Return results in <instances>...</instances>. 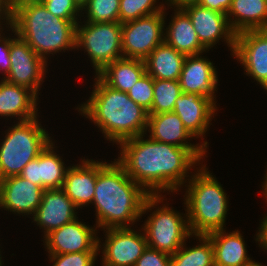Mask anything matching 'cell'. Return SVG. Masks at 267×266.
Returning a JSON list of instances; mask_svg holds the SVG:
<instances>
[{
	"label": "cell",
	"mask_w": 267,
	"mask_h": 266,
	"mask_svg": "<svg viewBox=\"0 0 267 266\" xmlns=\"http://www.w3.org/2000/svg\"><path fill=\"white\" fill-rule=\"evenodd\" d=\"M139 135L120 142L117 162L126 174L149 194L176 192L200 160L187 148H180ZM160 191V192H159Z\"/></svg>",
	"instance_id": "6da1fadb"
},
{
	"label": "cell",
	"mask_w": 267,
	"mask_h": 266,
	"mask_svg": "<svg viewBox=\"0 0 267 266\" xmlns=\"http://www.w3.org/2000/svg\"><path fill=\"white\" fill-rule=\"evenodd\" d=\"M161 201L160 194H149L117 161L106 164L97 174L92 201L97 228H128Z\"/></svg>",
	"instance_id": "7a4b0ae2"
},
{
	"label": "cell",
	"mask_w": 267,
	"mask_h": 266,
	"mask_svg": "<svg viewBox=\"0 0 267 266\" xmlns=\"http://www.w3.org/2000/svg\"><path fill=\"white\" fill-rule=\"evenodd\" d=\"M87 102V103H86ZM80 111L115 143L146 134L148 112L127 94L106 85L98 76L94 90Z\"/></svg>",
	"instance_id": "3957f363"
},
{
	"label": "cell",
	"mask_w": 267,
	"mask_h": 266,
	"mask_svg": "<svg viewBox=\"0 0 267 266\" xmlns=\"http://www.w3.org/2000/svg\"><path fill=\"white\" fill-rule=\"evenodd\" d=\"M12 27L34 52L46 60L47 54L76 49V25L50 13L43 3L11 5Z\"/></svg>",
	"instance_id": "277c9868"
},
{
	"label": "cell",
	"mask_w": 267,
	"mask_h": 266,
	"mask_svg": "<svg viewBox=\"0 0 267 266\" xmlns=\"http://www.w3.org/2000/svg\"><path fill=\"white\" fill-rule=\"evenodd\" d=\"M203 165L188 179L185 205L186 215L191 234L208 235L214 231L223 230L228 198L221 184Z\"/></svg>",
	"instance_id": "5b68a950"
},
{
	"label": "cell",
	"mask_w": 267,
	"mask_h": 266,
	"mask_svg": "<svg viewBox=\"0 0 267 266\" xmlns=\"http://www.w3.org/2000/svg\"><path fill=\"white\" fill-rule=\"evenodd\" d=\"M4 138L0 144V180L20 175L52 141L37 117L18 122Z\"/></svg>",
	"instance_id": "8992f818"
},
{
	"label": "cell",
	"mask_w": 267,
	"mask_h": 266,
	"mask_svg": "<svg viewBox=\"0 0 267 266\" xmlns=\"http://www.w3.org/2000/svg\"><path fill=\"white\" fill-rule=\"evenodd\" d=\"M122 23L87 22L76 25L75 47L88 53L96 74L107 64L123 57Z\"/></svg>",
	"instance_id": "52a82bcc"
},
{
	"label": "cell",
	"mask_w": 267,
	"mask_h": 266,
	"mask_svg": "<svg viewBox=\"0 0 267 266\" xmlns=\"http://www.w3.org/2000/svg\"><path fill=\"white\" fill-rule=\"evenodd\" d=\"M168 206L154 210L142 227L147 245L168 255H173L192 236L188 220Z\"/></svg>",
	"instance_id": "ba28073f"
},
{
	"label": "cell",
	"mask_w": 267,
	"mask_h": 266,
	"mask_svg": "<svg viewBox=\"0 0 267 266\" xmlns=\"http://www.w3.org/2000/svg\"><path fill=\"white\" fill-rule=\"evenodd\" d=\"M165 12H157L122 23V52L124 58L144 60L153 49L164 42Z\"/></svg>",
	"instance_id": "9c48e42d"
},
{
	"label": "cell",
	"mask_w": 267,
	"mask_h": 266,
	"mask_svg": "<svg viewBox=\"0 0 267 266\" xmlns=\"http://www.w3.org/2000/svg\"><path fill=\"white\" fill-rule=\"evenodd\" d=\"M10 28L15 33L14 36L17 37L11 39V67L8 75L3 79L9 83L26 87L38 95L40 84L44 82L47 60L38 56L28 43L17 34L16 30L12 26Z\"/></svg>",
	"instance_id": "30bf717a"
},
{
	"label": "cell",
	"mask_w": 267,
	"mask_h": 266,
	"mask_svg": "<svg viewBox=\"0 0 267 266\" xmlns=\"http://www.w3.org/2000/svg\"><path fill=\"white\" fill-rule=\"evenodd\" d=\"M102 246V266H135L147 248L145 233L128 228H110ZM140 233V234H139Z\"/></svg>",
	"instance_id": "8fae6325"
},
{
	"label": "cell",
	"mask_w": 267,
	"mask_h": 266,
	"mask_svg": "<svg viewBox=\"0 0 267 266\" xmlns=\"http://www.w3.org/2000/svg\"><path fill=\"white\" fill-rule=\"evenodd\" d=\"M96 228L85 225L76 218L44 236L47 251L49 254L99 251L102 246L96 236Z\"/></svg>",
	"instance_id": "7c38bea8"
},
{
	"label": "cell",
	"mask_w": 267,
	"mask_h": 266,
	"mask_svg": "<svg viewBox=\"0 0 267 266\" xmlns=\"http://www.w3.org/2000/svg\"><path fill=\"white\" fill-rule=\"evenodd\" d=\"M183 10L190 17L200 43L207 50L224 37L233 55L236 34L229 25L227 15L202 7L200 4L188 5Z\"/></svg>",
	"instance_id": "4fadbf2b"
},
{
	"label": "cell",
	"mask_w": 267,
	"mask_h": 266,
	"mask_svg": "<svg viewBox=\"0 0 267 266\" xmlns=\"http://www.w3.org/2000/svg\"><path fill=\"white\" fill-rule=\"evenodd\" d=\"M233 56L244 66L246 75L261 85L267 78V29L238 33Z\"/></svg>",
	"instance_id": "5bb4252c"
},
{
	"label": "cell",
	"mask_w": 267,
	"mask_h": 266,
	"mask_svg": "<svg viewBox=\"0 0 267 266\" xmlns=\"http://www.w3.org/2000/svg\"><path fill=\"white\" fill-rule=\"evenodd\" d=\"M149 138L166 144H172L180 148H187L200 161L206 156L208 142L191 144L187 141L194 136L184 127L182 120L174 112L148 114L147 128ZM184 141V142H183ZM199 145V146H198Z\"/></svg>",
	"instance_id": "9a60e30c"
},
{
	"label": "cell",
	"mask_w": 267,
	"mask_h": 266,
	"mask_svg": "<svg viewBox=\"0 0 267 266\" xmlns=\"http://www.w3.org/2000/svg\"><path fill=\"white\" fill-rule=\"evenodd\" d=\"M44 189L29 180L10 176L0 180V207L15 214L35 215Z\"/></svg>",
	"instance_id": "2e32d148"
},
{
	"label": "cell",
	"mask_w": 267,
	"mask_h": 266,
	"mask_svg": "<svg viewBox=\"0 0 267 266\" xmlns=\"http://www.w3.org/2000/svg\"><path fill=\"white\" fill-rule=\"evenodd\" d=\"M76 210L78 208L62 188L47 189L43 191L42 201L33 216V221L45 230L46 236L51 231L78 218Z\"/></svg>",
	"instance_id": "e0dca14e"
},
{
	"label": "cell",
	"mask_w": 267,
	"mask_h": 266,
	"mask_svg": "<svg viewBox=\"0 0 267 266\" xmlns=\"http://www.w3.org/2000/svg\"><path fill=\"white\" fill-rule=\"evenodd\" d=\"M54 148L51 141L38 157L23 168L20 176L44 190L62 188L68 167L65 168V163L55 153Z\"/></svg>",
	"instance_id": "ac0fdd59"
},
{
	"label": "cell",
	"mask_w": 267,
	"mask_h": 266,
	"mask_svg": "<svg viewBox=\"0 0 267 266\" xmlns=\"http://www.w3.org/2000/svg\"><path fill=\"white\" fill-rule=\"evenodd\" d=\"M106 164L83 159L80 165L68 167L62 189L77 208L92 203L97 174Z\"/></svg>",
	"instance_id": "d6986e66"
},
{
	"label": "cell",
	"mask_w": 267,
	"mask_h": 266,
	"mask_svg": "<svg viewBox=\"0 0 267 266\" xmlns=\"http://www.w3.org/2000/svg\"><path fill=\"white\" fill-rule=\"evenodd\" d=\"M216 109V102L208 97L182 93L175 101L173 112L179 116L184 127L194 138H199L208 130Z\"/></svg>",
	"instance_id": "ffe728a7"
},
{
	"label": "cell",
	"mask_w": 267,
	"mask_h": 266,
	"mask_svg": "<svg viewBox=\"0 0 267 266\" xmlns=\"http://www.w3.org/2000/svg\"><path fill=\"white\" fill-rule=\"evenodd\" d=\"M198 55L186 56L179 83L182 93L198 94L215 100L218 77L213 63Z\"/></svg>",
	"instance_id": "44dd1931"
},
{
	"label": "cell",
	"mask_w": 267,
	"mask_h": 266,
	"mask_svg": "<svg viewBox=\"0 0 267 266\" xmlns=\"http://www.w3.org/2000/svg\"><path fill=\"white\" fill-rule=\"evenodd\" d=\"M37 100L38 96L32 90L9 83L4 79L0 81L1 117L16 116L19 122L36 118L38 115Z\"/></svg>",
	"instance_id": "7402d4cb"
},
{
	"label": "cell",
	"mask_w": 267,
	"mask_h": 266,
	"mask_svg": "<svg viewBox=\"0 0 267 266\" xmlns=\"http://www.w3.org/2000/svg\"><path fill=\"white\" fill-rule=\"evenodd\" d=\"M212 242L214 266H246L253 262L247 256V250L240 231L231 233L218 230L207 235Z\"/></svg>",
	"instance_id": "603a6c76"
},
{
	"label": "cell",
	"mask_w": 267,
	"mask_h": 266,
	"mask_svg": "<svg viewBox=\"0 0 267 266\" xmlns=\"http://www.w3.org/2000/svg\"><path fill=\"white\" fill-rule=\"evenodd\" d=\"M166 27L164 42L185 56L198 55L207 49L200 43L192 21L183 9H176Z\"/></svg>",
	"instance_id": "cb8c5ba5"
},
{
	"label": "cell",
	"mask_w": 267,
	"mask_h": 266,
	"mask_svg": "<svg viewBox=\"0 0 267 266\" xmlns=\"http://www.w3.org/2000/svg\"><path fill=\"white\" fill-rule=\"evenodd\" d=\"M226 15L236 35L249 30L267 29V0H232ZM231 16L234 18L231 19Z\"/></svg>",
	"instance_id": "d4e9b609"
},
{
	"label": "cell",
	"mask_w": 267,
	"mask_h": 266,
	"mask_svg": "<svg viewBox=\"0 0 267 266\" xmlns=\"http://www.w3.org/2000/svg\"><path fill=\"white\" fill-rule=\"evenodd\" d=\"M186 56L165 42L143 60L146 72L154 79L179 80Z\"/></svg>",
	"instance_id": "484cf974"
},
{
	"label": "cell",
	"mask_w": 267,
	"mask_h": 266,
	"mask_svg": "<svg viewBox=\"0 0 267 266\" xmlns=\"http://www.w3.org/2000/svg\"><path fill=\"white\" fill-rule=\"evenodd\" d=\"M145 73L143 60L122 57L107 64L96 76L109 87L127 92Z\"/></svg>",
	"instance_id": "4316f807"
},
{
	"label": "cell",
	"mask_w": 267,
	"mask_h": 266,
	"mask_svg": "<svg viewBox=\"0 0 267 266\" xmlns=\"http://www.w3.org/2000/svg\"><path fill=\"white\" fill-rule=\"evenodd\" d=\"M196 237L201 244L193 248H184L186 245L183 244L171 255L170 266H214L211 239L207 235H196Z\"/></svg>",
	"instance_id": "83f0119b"
},
{
	"label": "cell",
	"mask_w": 267,
	"mask_h": 266,
	"mask_svg": "<svg viewBox=\"0 0 267 266\" xmlns=\"http://www.w3.org/2000/svg\"><path fill=\"white\" fill-rule=\"evenodd\" d=\"M180 94L182 91L179 80L154 79L153 103L148 114L173 112Z\"/></svg>",
	"instance_id": "f1b7e54d"
},
{
	"label": "cell",
	"mask_w": 267,
	"mask_h": 266,
	"mask_svg": "<svg viewBox=\"0 0 267 266\" xmlns=\"http://www.w3.org/2000/svg\"><path fill=\"white\" fill-rule=\"evenodd\" d=\"M120 0H89L82 8L87 22H119Z\"/></svg>",
	"instance_id": "f546056e"
},
{
	"label": "cell",
	"mask_w": 267,
	"mask_h": 266,
	"mask_svg": "<svg viewBox=\"0 0 267 266\" xmlns=\"http://www.w3.org/2000/svg\"><path fill=\"white\" fill-rule=\"evenodd\" d=\"M156 2V0H120L119 22L125 23L166 10L164 4L155 7Z\"/></svg>",
	"instance_id": "4dcf8cb0"
},
{
	"label": "cell",
	"mask_w": 267,
	"mask_h": 266,
	"mask_svg": "<svg viewBox=\"0 0 267 266\" xmlns=\"http://www.w3.org/2000/svg\"><path fill=\"white\" fill-rule=\"evenodd\" d=\"M154 78L147 72L127 91L128 96L139 104L147 112L151 110L153 103Z\"/></svg>",
	"instance_id": "1f68e13d"
},
{
	"label": "cell",
	"mask_w": 267,
	"mask_h": 266,
	"mask_svg": "<svg viewBox=\"0 0 267 266\" xmlns=\"http://www.w3.org/2000/svg\"><path fill=\"white\" fill-rule=\"evenodd\" d=\"M99 251H85L67 254H49L53 266H95Z\"/></svg>",
	"instance_id": "d6a6232c"
},
{
	"label": "cell",
	"mask_w": 267,
	"mask_h": 266,
	"mask_svg": "<svg viewBox=\"0 0 267 266\" xmlns=\"http://www.w3.org/2000/svg\"><path fill=\"white\" fill-rule=\"evenodd\" d=\"M43 4L53 15L71 22H77L76 16L82 12L74 0H45Z\"/></svg>",
	"instance_id": "836d02e7"
},
{
	"label": "cell",
	"mask_w": 267,
	"mask_h": 266,
	"mask_svg": "<svg viewBox=\"0 0 267 266\" xmlns=\"http://www.w3.org/2000/svg\"><path fill=\"white\" fill-rule=\"evenodd\" d=\"M171 255L147 246L135 266H170Z\"/></svg>",
	"instance_id": "e575fe53"
},
{
	"label": "cell",
	"mask_w": 267,
	"mask_h": 266,
	"mask_svg": "<svg viewBox=\"0 0 267 266\" xmlns=\"http://www.w3.org/2000/svg\"><path fill=\"white\" fill-rule=\"evenodd\" d=\"M1 31V29H0ZM10 43L11 38L1 36L0 33V70L5 76L8 75L11 63H10Z\"/></svg>",
	"instance_id": "d590c367"
},
{
	"label": "cell",
	"mask_w": 267,
	"mask_h": 266,
	"mask_svg": "<svg viewBox=\"0 0 267 266\" xmlns=\"http://www.w3.org/2000/svg\"><path fill=\"white\" fill-rule=\"evenodd\" d=\"M232 0H200L199 4L202 7L208 8L220 12L222 14H227L230 9Z\"/></svg>",
	"instance_id": "8d00e7d4"
},
{
	"label": "cell",
	"mask_w": 267,
	"mask_h": 266,
	"mask_svg": "<svg viewBox=\"0 0 267 266\" xmlns=\"http://www.w3.org/2000/svg\"><path fill=\"white\" fill-rule=\"evenodd\" d=\"M0 19H6V23L8 24V26L12 25L11 0H0Z\"/></svg>",
	"instance_id": "74e56055"
},
{
	"label": "cell",
	"mask_w": 267,
	"mask_h": 266,
	"mask_svg": "<svg viewBox=\"0 0 267 266\" xmlns=\"http://www.w3.org/2000/svg\"><path fill=\"white\" fill-rule=\"evenodd\" d=\"M263 221L260 224V230L257 233L255 240L259 242V246L267 250V216L262 219Z\"/></svg>",
	"instance_id": "f35d334b"
},
{
	"label": "cell",
	"mask_w": 267,
	"mask_h": 266,
	"mask_svg": "<svg viewBox=\"0 0 267 266\" xmlns=\"http://www.w3.org/2000/svg\"><path fill=\"white\" fill-rule=\"evenodd\" d=\"M170 6H175L176 9H183L192 4H199L200 0H166Z\"/></svg>",
	"instance_id": "ab89813d"
},
{
	"label": "cell",
	"mask_w": 267,
	"mask_h": 266,
	"mask_svg": "<svg viewBox=\"0 0 267 266\" xmlns=\"http://www.w3.org/2000/svg\"><path fill=\"white\" fill-rule=\"evenodd\" d=\"M45 0H11V5L41 4Z\"/></svg>",
	"instance_id": "60d3db41"
},
{
	"label": "cell",
	"mask_w": 267,
	"mask_h": 266,
	"mask_svg": "<svg viewBox=\"0 0 267 266\" xmlns=\"http://www.w3.org/2000/svg\"><path fill=\"white\" fill-rule=\"evenodd\" d=\"M262 190H263V194L264 196L266 197L265 199L267 200V172L265 174V181L263 183V186H262Z\"/></svg>",
	"instance_id": "b9f144b4"
},
{
	"label": "cell",
	"mask_w": 267,
	"mask_h": 266,
	"mask_svg": "<svg viewBox=\"0 0 267 266\" xmlns=\"http://www.w3.org/2000/svg\"><path fill=\"white\" fill-rule=\"evenodd\" d=\"M78 6L82 9L83 6L89 1V0H74Z\"/></svg>",
	"instance_id": "7bdbcfd3"
},
{
	"label": "cell",
	"mask_w": 267,
	"mask_h": 266,
	"mask_svg": "<svg viewBox=\"0 0 267 266\" xmlns=\"http://www.w3.org/2000/svg\"><path fill=\"white\" fill-rule=\"evenodd\" d=\"M246 266H263L261 263H258V262H251L250 264L246 265Z\"/></svg>",
	"instance_id": "ee69618b"
},
{
	"label": "cell",
	"mask_w": 267,
	"mask_h": 266,
	"mask_svg": "<svg viewBox=\"0 0 267 266\" xmlns=\"http://www.w3.org/2000/svg\"><path fill=\"white\" fill-rule=\"evenodd\" d=\"M261 86L267 90V78L264 80V82L261 84Z\"/></svg>",
	"instance_id": "f6af8a7d"
},
{
	"label": "cell",
	"mask_w": 267,
	"mask_h": 266,
	"mask_svg": "<svg viewBox=\"0 0 267 266\" xmlns=\"http://www.w3.org/2000/svg\"><path fill=\"white\" fill-rule=\"evenodd\" d=\"M2 258H1V254H0V266H2V260H1Z\"/></svg>",
	"instance_id": "bcb514c9"
}]
</instances>
